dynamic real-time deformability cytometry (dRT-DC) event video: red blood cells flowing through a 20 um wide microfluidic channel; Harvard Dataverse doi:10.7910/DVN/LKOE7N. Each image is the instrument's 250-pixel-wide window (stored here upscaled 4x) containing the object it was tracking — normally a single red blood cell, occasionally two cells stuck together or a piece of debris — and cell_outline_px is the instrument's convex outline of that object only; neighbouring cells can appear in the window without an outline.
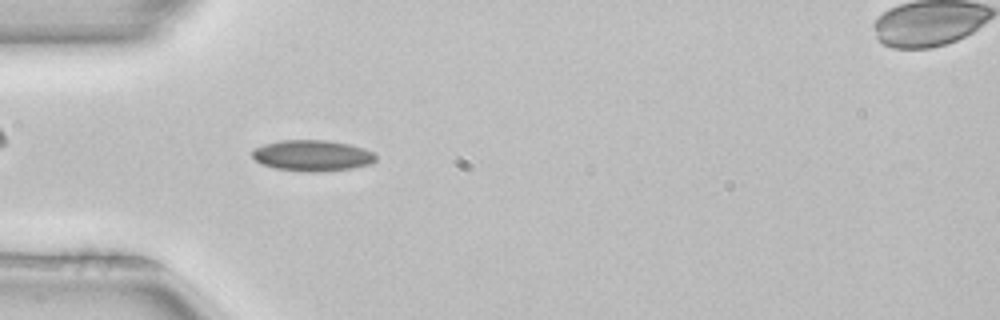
{"species": "common noctule bat (a hibernating species)", "species_latin": "Nyctalus noctula", "temperature_condition": "room temperature", "stored_images_in_passage": 6, "segment_of_instrument_passage": [2, 3], "camera_frame_rate_fps": 3000, "um_per_image_px": 0.085, "animal": {"sex": "female", "body_mass_g": 22.7, "forearm_length_mm": 54.2}, "frame": {"image": 1, "passage_image": 5, "time_ms": 1.333, "image_size_px": [1000, 320], "cell_outline_px": [[376, 160], [372, 164], [352, 168], [320, 172], [308, 172], [276, 168], [260, 164], [252, 156], [252, 152], [256, 148], [264, 144], [280, 140], [328, 140], [348, 144], [364, 148], [372, 152], [376, 156]], "centroid_in_image_um": [26.56, 13.22], "position_along_channel_um": 58.4, "area_um2": 22.37}}